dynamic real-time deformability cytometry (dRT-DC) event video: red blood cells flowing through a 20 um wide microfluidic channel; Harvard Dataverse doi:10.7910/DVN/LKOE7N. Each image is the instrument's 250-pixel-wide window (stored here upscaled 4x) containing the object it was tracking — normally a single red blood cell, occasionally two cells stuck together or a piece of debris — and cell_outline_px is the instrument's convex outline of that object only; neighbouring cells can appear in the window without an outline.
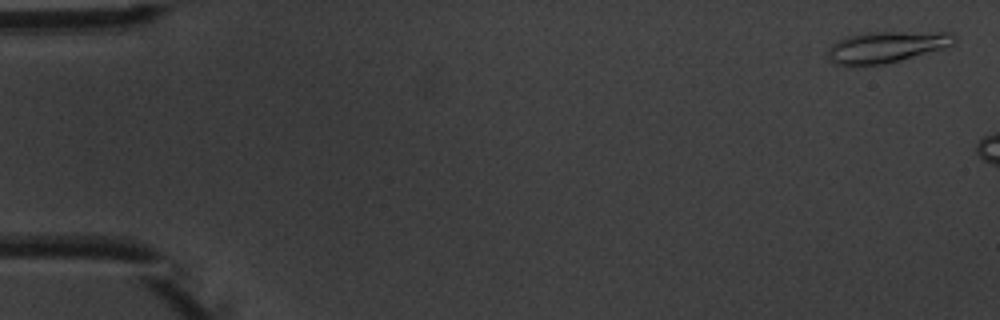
{"species": "common noctule bat (a hibernating species)", "species_latin": "Nyctalus noctula", "temperature_condition": "warm", "stored_images_in_passage": 4, "camera_frame_rate_fps": 3000, "um_per_image_px": 0.085, "animal": {"sex": "male", "body_mass_g": 20.1, "forearm_length_mm": 53.5}, "frame": {"image": 1, "passage_image": 1, "time_ms": 0.0, "image_size_px": [1000, 320], "cell_outline_px": [[956, 40], [952, 44], [940, 48], [900, 60], [884, 64], [848, 68], [836, 64], [828, 60], [828, 48], [836, 40], [848, 36], [864, 32], [952, 32], [956, 36]], "centroid_in_image_um": [75.23, 4.01], "position_along_channel_um": 9.8, "area_um2": 23.35}}